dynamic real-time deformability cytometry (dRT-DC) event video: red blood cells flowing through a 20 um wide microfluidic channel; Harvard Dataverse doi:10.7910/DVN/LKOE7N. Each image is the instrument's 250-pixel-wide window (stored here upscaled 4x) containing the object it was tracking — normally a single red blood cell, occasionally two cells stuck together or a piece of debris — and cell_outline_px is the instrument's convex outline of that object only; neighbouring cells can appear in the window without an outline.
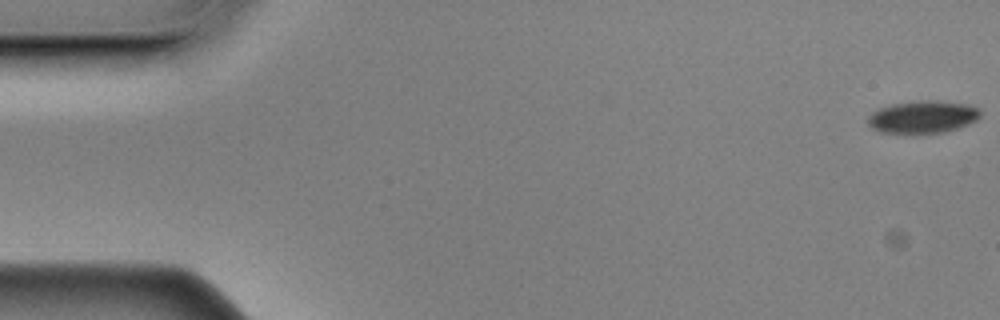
{"species": "Egyptian fruit bat (a non-hibernating species)", "species_latin": "Rousettus aegyptiacus", "temperature_condition": "cold", "stored_images_in_passage": 10, "camera_frame_rate_fps": 3000, "um_per_image_px": 0.085, "animal": {"sex": "male"}, "frame": {"image": 1, "passage_image": 1, "time_ms": 0.0, "image_size_px": [1000, 320], "cell_outline_px": [[980, 116], [976, 120], [968, 124], [944, 132], [912, 136], [880, 132], [872, 128], [868, 124], [868, 116], [872, 112], [880, 108], [892, 104], [912, 100], [936, 100], [968, 104], [980, 108]], "centroid_in_image_um": [78.4, 9.97], "position_along_channel_um": 6.6, "area_um2": 22.08}}